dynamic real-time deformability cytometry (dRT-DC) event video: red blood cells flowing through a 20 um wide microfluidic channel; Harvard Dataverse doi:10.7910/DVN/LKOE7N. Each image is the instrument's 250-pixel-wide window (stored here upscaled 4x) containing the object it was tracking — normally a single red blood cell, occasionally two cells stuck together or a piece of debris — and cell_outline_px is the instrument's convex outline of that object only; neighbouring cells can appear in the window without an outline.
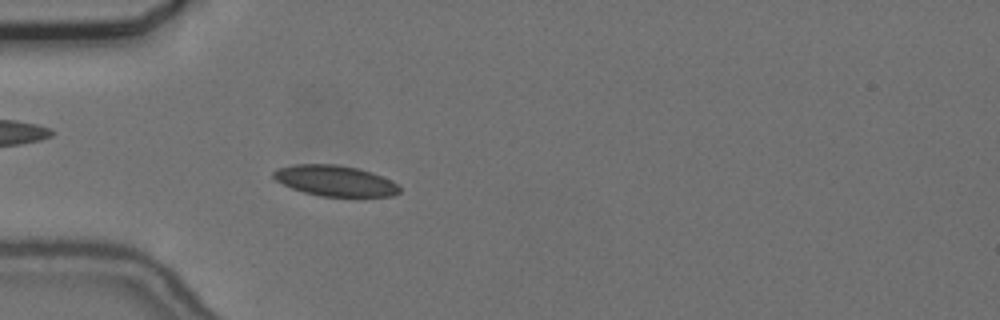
{"species": "common noctule bat (a hibernating species)", "species_latin": "Nyctalus noctula", "temperature_condition": "cold", "stored_images_in_passage": 56, "camera_frame_rate_fps": 3000, "um_per_image_px": 0.085, "animal": {"sex": "female", "body_mass_g": 24.6, "forearm_length_mm": 56.2}, "frame": {"image": 1, "passage_image": 17, "time_ms": 5.333, "image_size_px": [1000, 320], "cell_outline_px": [[400, 192], [392, 196], [320, 196], [304, 192], [292, 188], [276, 180], [272, 176], [272, 172], [276, 168], [296, 164], [336, 164], [360, 168], [372, 172], [392, 180], [400, 184]], "centroid_in_image_um": [28.5, 15.35], "position_along_channel_um": 56.5, "area_um2": 22.72}}
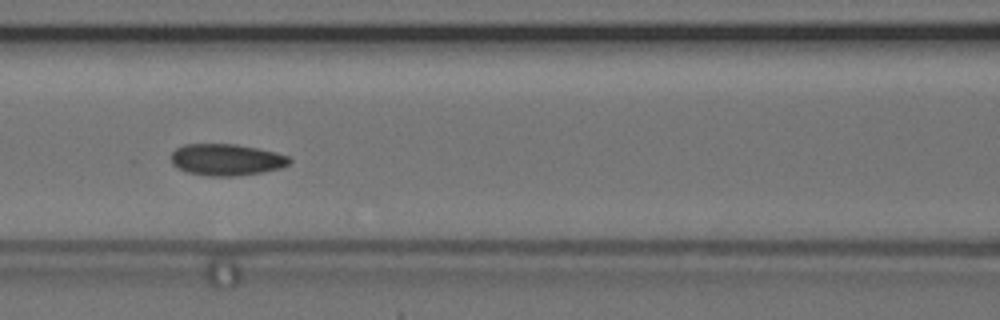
{"frame": {"image": 2, "passage_image": 25, "time_ms": 8.0, "image_size_px": [1000, 320], "cell_outline_px": [[292, 160], [288, 164], [280, 168], [260, 172], [236, 176], [208, 176], [188, 172], [176, 168], [172, 164], [172, 152], [176, 148], [184, 144], [236, 144], [276, 152], [288, 156]], "centroid_in_image_um": [19.22, 13.57], "position_along_channel_um": 147.4, "area_um2": 21.73}}
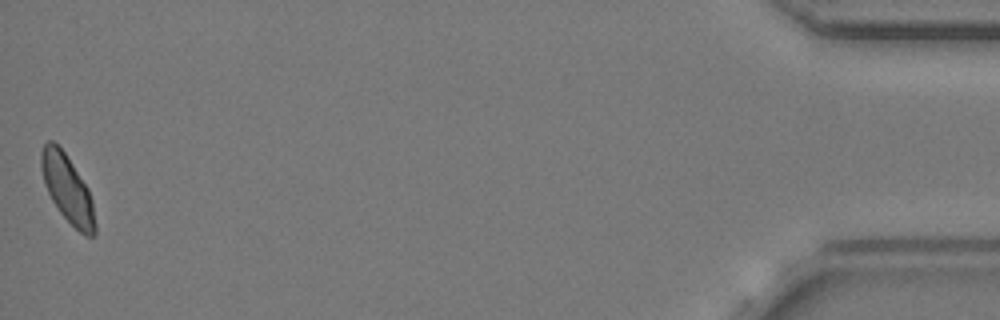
{"frame": {"image": 3, "passage_image": 56, "time_ms": 18.333, "image_size_px": [1000, 320], "cell_outline_px": [[96, 236], [84, 236], [60, 212], [52, 200], [44, 184], [40, 168], [40, 152], [44, 144], [48, 140], [52, 140], [64, 152], [88, 188], [92, 200], [96, 224]], "centroid_in_image_um": [5.73, 16.05], "position_along_channel_um": 429.5, "area_um2": 21.1}, "authors_computed_cell_mechanics": {"area_um2": 21.6461, "velocity_mm_per_s": 3.6549, "shape_relaxation_time_tau1_ms": 9.662, "shape_relaxation_time_tau2_ms": 1.7708, "deformation_change_tau1": 0.1104, "deformation_change_tau2": 0.0518}}